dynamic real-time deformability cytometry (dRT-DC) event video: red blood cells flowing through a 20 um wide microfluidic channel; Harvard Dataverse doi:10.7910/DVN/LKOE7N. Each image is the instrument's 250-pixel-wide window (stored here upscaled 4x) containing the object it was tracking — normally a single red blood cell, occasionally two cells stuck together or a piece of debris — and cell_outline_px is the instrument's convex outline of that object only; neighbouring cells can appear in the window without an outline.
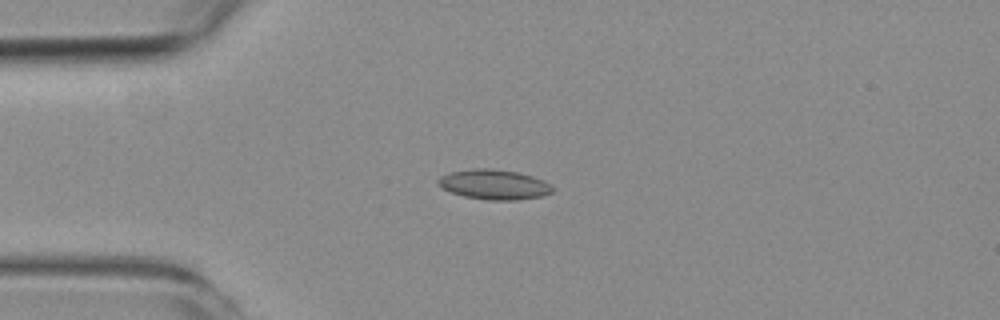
{"species": "common noctule bat (a hibernating species)", "species_latin": "Nyctalus noctula", "temperature_condition": "room temperature", "stored_images_in_passage": 8, "camera_frame_rate_fps": 3000, "um_per_image_px": 0.085, "animal": {"sex": "female", "body_mass_g": 19.3, "forearm_length_mm": 54.1}, "frame": {"image": 1, "passage_image": 3, "time_ms": 3.333, "image_size_px": [1000, 320], "cell_outline_px": [[552, 192], [544, 196], [516, 200], [488, 200], [464, 196], [452, 192], [436, 184], [436, 180], [440, 176], [448, 172], [472, 168], [492, 168], [516, 172], [532, 176], [544, 180], [552, 188]], "centroid_in_image_um": [41.96, 15.67], "position_along_channel_um": 43.0, "area_um2": 20.0}}
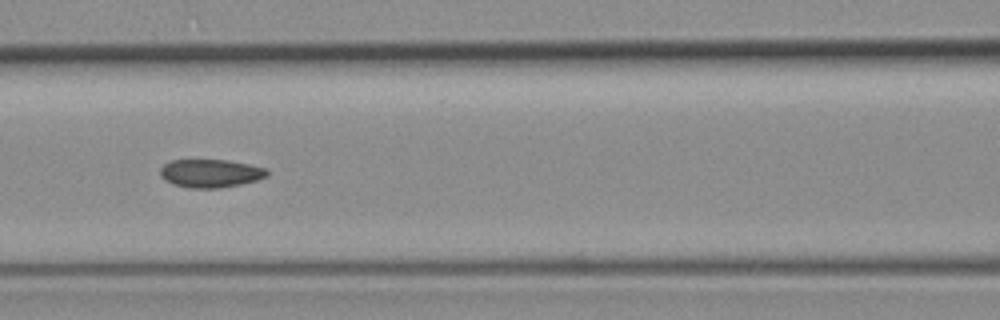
{"frame": {"image": 2, "passage_image": 6, "time_ms": 6.667, "image_size_px": [1000, 320], "cell_outline_px": [[268, 176], [256, 180], [240, 184], [220, 188], [188, 188], [172, 184], [164, 180], [160, 176], [160, 168], [164, 164], [172, 160], [228, 160], [268, 168]], "centroid_in_image_um": [17.88, 14.73], "position_along_channel_um": 148.7, "area_um2": 17.69}}
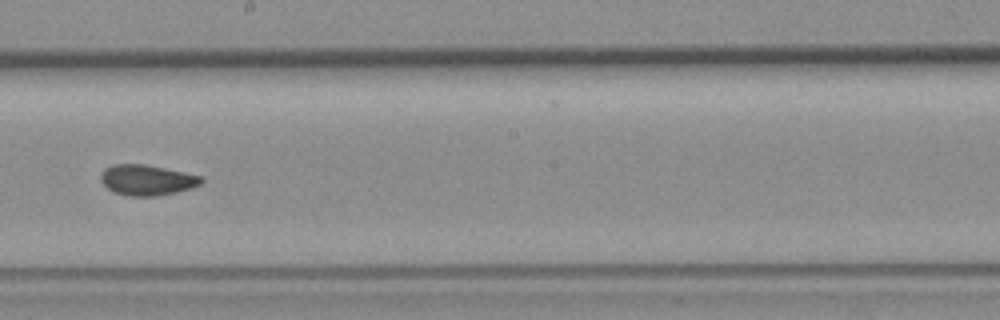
{"frame": {"image": 3, "passage_image": 8, "time_ms": 9.0, "image_size_px": [1000, 320], "cell_outline_px": [[204, 180], [200, 184], [192, 188], [176, 192], [156, 196], [128, 196], [116, 192], [108, 188], [100, 180], [100, 172], [104, 168], [112, 164], [144, 164], [204, 176]], "centroid_in_image_um": [12.5, 15.29], "position_along_channel_um": 235.7, "area_um2": 17.98}}